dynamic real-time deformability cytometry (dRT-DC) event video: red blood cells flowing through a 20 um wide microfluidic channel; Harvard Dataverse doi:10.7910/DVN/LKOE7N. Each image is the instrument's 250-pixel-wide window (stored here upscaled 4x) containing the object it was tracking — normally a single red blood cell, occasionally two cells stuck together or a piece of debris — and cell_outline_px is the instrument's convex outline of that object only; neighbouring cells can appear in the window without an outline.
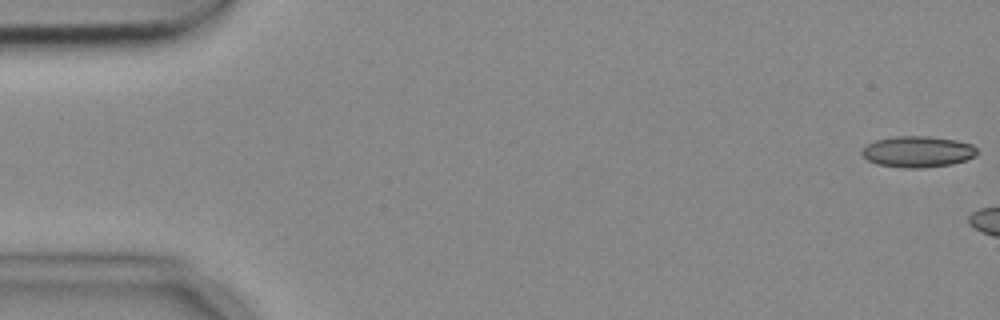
{"species": "common noctule bat (a hibernating species)", "species_latin": "Nyctalus noctula", "temperature_condition": "cold", "stored_images_in_passage": 4, "camera_frame_rate_fps": 3000, "um_per_image_px": 0.085, "animal": {"sex": "female", "body_mass_g": 18.4}, "frame": {"image": 1, "passage_image": 1, "time_ms": 0.0, "image_size_px": [1000, 320], "cell_outline_px": [[976, 156], [952, 164], [924, 168], [904, 168], [876, 164], [860, 156], [860, 152], [868, 144], [876, 140], [896, 136], [928, 136], [956, 140], [972, 144], [976, 148]], "centroid_in_image_um": [77.98, 12.9], "position_along_channel_um": 7.0, "area_um2": 20.98}}